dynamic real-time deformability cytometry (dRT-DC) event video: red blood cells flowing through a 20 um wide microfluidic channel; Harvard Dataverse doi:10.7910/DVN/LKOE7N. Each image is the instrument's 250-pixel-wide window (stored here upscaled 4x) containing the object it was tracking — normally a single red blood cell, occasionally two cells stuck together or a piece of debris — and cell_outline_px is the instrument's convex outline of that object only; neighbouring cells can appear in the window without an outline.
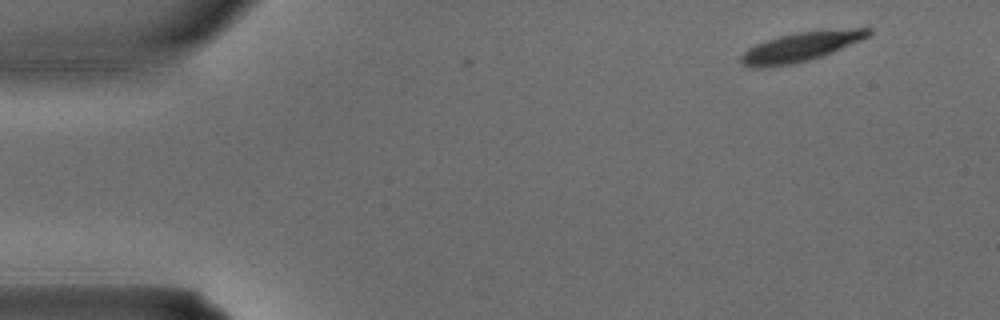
{"species": "common noctule bat (a hibernating species)", "species_latin": "Nyctalus noctula", "temperature_condition": "warm", "stored_images_in_passage": 4, "segment_of_instrument_passage": [1, 2], "camera_frame_rate_fps": 3000, "um_per_image_px": 0.085, "animal": {"sex": "male", "body_mass_g": 15.6}, "frame": {"image": 1, "passage_image": 1, "time_ms": 0.0, "image_size_px": [1000, 320], "cell_outline_px": [[872, 32], [868, 36], [860, 40], [832, 52], [808, 60], [792, 64], [768, 68], [752, 68], [744, 64], [740, 60], [740, 56], [748, 48], [756, 44], [780, 36], [796, 32], [852, 28], [872, 28]], "centroid_in_image_um": [68.04, 3.98], "position_along_channel_um": 17.0, "area_um2": 21.56}}
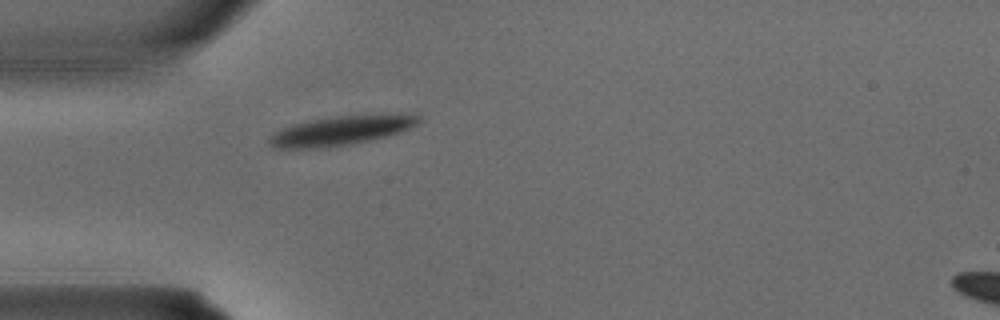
{"frame": {"image": 2, "passage_image": 3, "time_ms": 0.667, "image_size_px": [1000, 320], "cell_outline_px": [[420, 120], [416, 124], [400, 132], [352, 144], [328, 148], [276, 148], [268, 140], [280, 128], [292, 124], [312, 120], [340, 116], [420, 116]], "centroid_in_image_um": [28.86, 11.14], "position_along_channel_um": 56.1, "area_um2": 24.33}}